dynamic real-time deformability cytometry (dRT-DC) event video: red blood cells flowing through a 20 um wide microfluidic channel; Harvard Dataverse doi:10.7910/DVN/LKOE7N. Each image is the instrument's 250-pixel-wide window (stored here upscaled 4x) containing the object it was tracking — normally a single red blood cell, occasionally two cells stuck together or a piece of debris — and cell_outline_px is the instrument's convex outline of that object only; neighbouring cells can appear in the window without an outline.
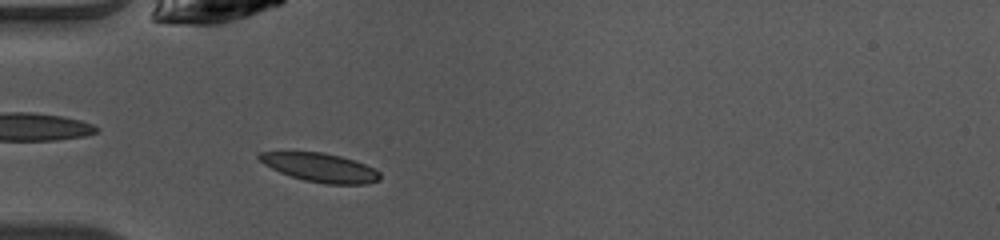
{"species": "common noctule bat (a hibernating species)", "species_latin": "Nyctalus noctula", "temperature_condition": "warm", "stored_images_in_passage": 37, "camera_frame_rate_fps": 3000, "um_per_image_px": 0.085, "animal": {"sex": "female", "body_mass_g": 10.0, "forearm_length_mm": 53.1}, "frame": {"image": 1, "passage_image": 3, "time_ms": 0.667, "image_size_px": [1000, 240], "cell_outline_px": [[380, 180], [368, 184], [324, 184], [304, 180], [280, 172], [264, 164], [256, 156], [260, 152], [324, 152], [340, 156], [364, 164], [380, 172]], "centroid_in_image_um": [27.23, 14.25], "position_along_channel_um": 57.8, "area_um2": 20.06}}
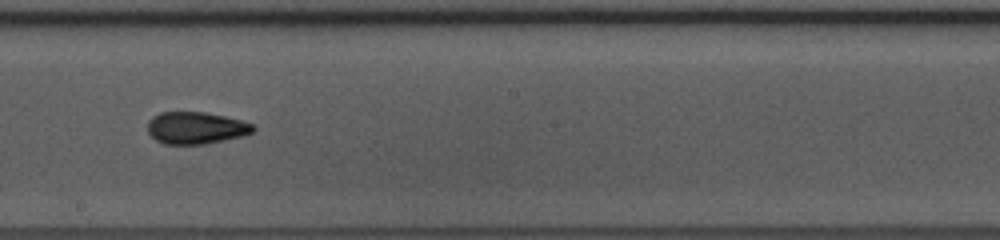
{"frame": {"image": 2, "passage_image": 16, "time_ms": 5.0, "image_size_px": [1000, 240], "cell_outline_px": [[256, 128], [252, 132], [244, 136], [204, 144], [164, 144], [156, 140], [148, 132], [148, 120], [152, 116], [160, 112], [204, 112], [224, 116], [240, 120], [252, 124]], "centroid_in_image_um": [16.64, 10.87], "position_along_channel_um": 231.6, "area_um2": 19.71}}
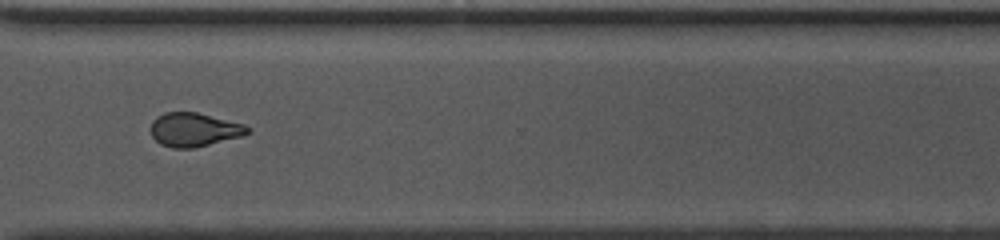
{"frame": {"image": 3, "passage_image": 25, "time_ms": 8.0, "image_size_px": [1000, 240], "cell_outline_px": [[248, 132], [244, 136], [192, 148], [172, 148], [160, 144], [152, 136], [148, 128], [152, 120], [156, 116], [164, 112], [196, 112], [244, 124], [248, 128]], "centroid_in_image_um": [16.43, 11.02], "position_along_channel_um": 354.2, "area_um2": 19.13}, "authors_computed_cell_mechanics": {"area_um2": 19.363, "velocity_mm_per_s": 4.1005, "shape_relaxation_time_tau1_ms": 6.2679, "shape_relaxation_time_tau2_ms": 2.9113, "deformation_change_tau1": 0.183, "deformation_change_tau2": 0.0684}}